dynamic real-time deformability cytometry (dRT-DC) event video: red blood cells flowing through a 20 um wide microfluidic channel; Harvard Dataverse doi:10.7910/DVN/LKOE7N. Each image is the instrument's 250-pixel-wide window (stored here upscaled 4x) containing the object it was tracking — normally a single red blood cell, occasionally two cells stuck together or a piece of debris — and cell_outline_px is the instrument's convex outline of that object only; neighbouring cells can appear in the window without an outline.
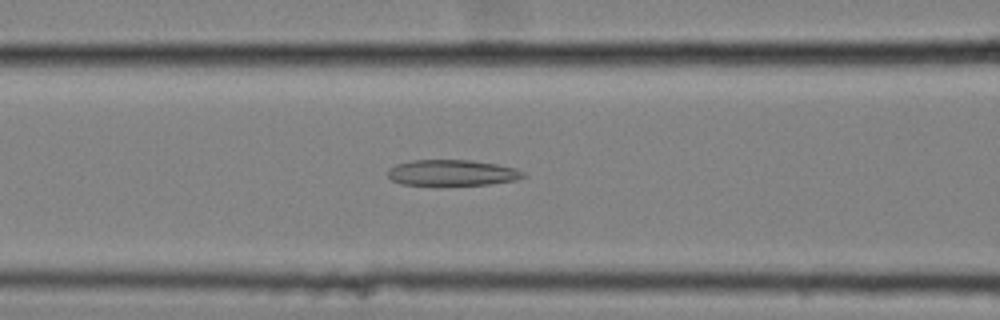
{"species": "common noctule bat (a hibernating species)", "species_latin": "Nyctalus noctula", "temperature_condition": "cold", "stored_images_in_passage": 57, "camera_frame_rate_fps": 3000, "um_per_image_px": 0.085, "animal": {"sex": "female", "body_mass_g": 25.1}, "frame": {"image": 1, "passage_image": 24, "time_ms": 7.667, "image_size_px": [1000, 320], "cell_outline_px": [[524, 176], [516, 180], [488, 184], [400, 184], [392, 180], [388, 176], [388, 168], [396, 164], [412, 160], [472, 160], [496, 164], [516, 168], [524, 172]], "centroid_in_image_um": [38.42, 14.67], "position_along_channel_um": 128.2, "area_um2": 20.17}}
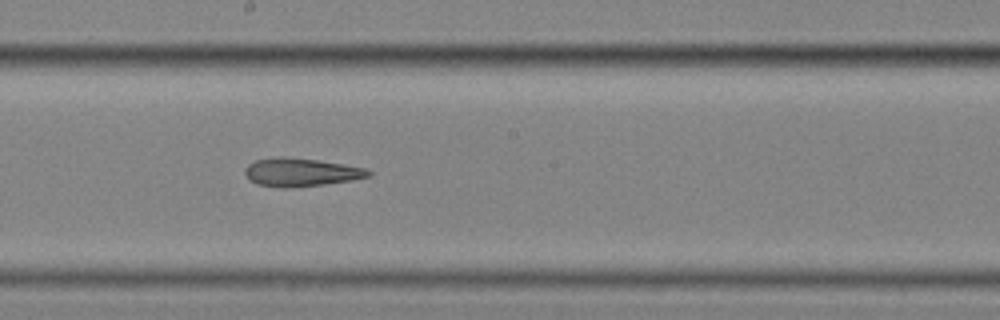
{"frame": {"image": 2, "passage_image": 32, "time_ms": 10.333, "image_size_px": [1000, 320], "cell_outline_px": [[372, 176], [352, 180], [324, 184], [284, 188], [256, 184], [248, 180], [244, 172], [244, 168], [248, 164], [256, 160], [276, 156], [284, 156], [316, 160], [344, 164], [364, 168], [372, 172]], "centroid_in_image_um": [25.54, 14.64], "position_along_channel_um": 222.7, "area_um2": 20.4}}
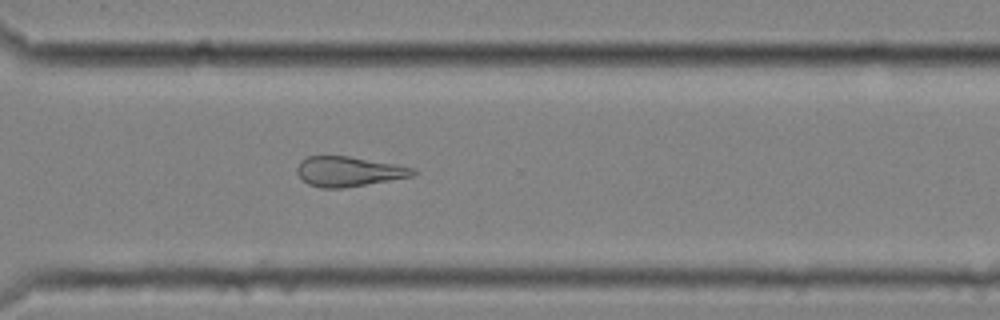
{"frame": {"image": 3, "passage_image": 42, "time_ms": 13.667, "image_size_px": [1000, 320], "cell_outline_px": [[416, 172], [412, 176], [344, 188], [320, 188], [308, 184], [296, 172], [296, 168], [300, 160], [308, 156], [348, 156], [396, 164], [412, 168]], "centroid_in_image_um": [29.58, 14.57], "position_along_channel_um": 341.0, "area_um2": 20.06}}